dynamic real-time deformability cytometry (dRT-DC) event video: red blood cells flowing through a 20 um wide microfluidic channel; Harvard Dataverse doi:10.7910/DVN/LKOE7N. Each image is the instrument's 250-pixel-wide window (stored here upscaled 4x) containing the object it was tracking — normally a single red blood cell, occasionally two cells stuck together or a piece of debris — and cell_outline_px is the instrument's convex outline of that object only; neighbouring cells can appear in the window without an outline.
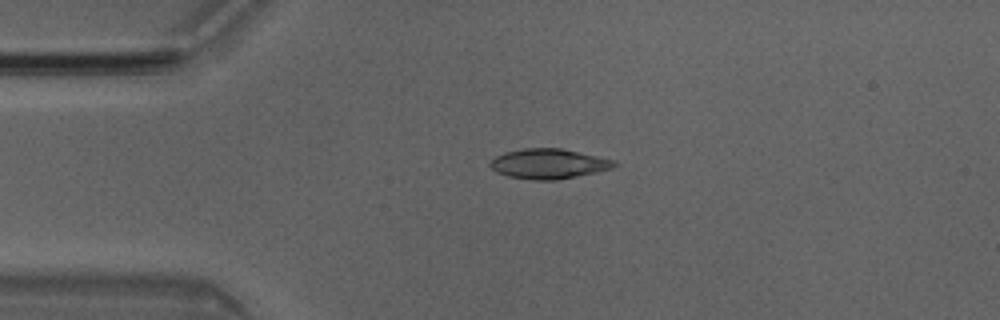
{"species": "Egyptian fruit bat (a non-hibernating species)", "species_latin": "Rousettus aegyptiacus", "temperature_condition": "room temperature", "stored_images_in_passage": 2, "camera_frame_rate_fps": 3000, "um_per_image_px": 0.085, "animal": {"sex": "male"}, "frame": {"image": 1, "passage_image": 2, "time_ms": 0.333, "image_size_px": [1000, 320], "cell_outline_px": [[620, 164], [612, 168], [596, 172], [556, 180], [532, 180], [508, 176], [496, 172], [488, 164], [496, 156], [504, 152], [524, 148], [560, 148], [596, 156], [612, 160]], "centroid_in_image_um": [46.6, 13.92], "position_along_channel_um": 38.4, "area_um2": 21.5}}